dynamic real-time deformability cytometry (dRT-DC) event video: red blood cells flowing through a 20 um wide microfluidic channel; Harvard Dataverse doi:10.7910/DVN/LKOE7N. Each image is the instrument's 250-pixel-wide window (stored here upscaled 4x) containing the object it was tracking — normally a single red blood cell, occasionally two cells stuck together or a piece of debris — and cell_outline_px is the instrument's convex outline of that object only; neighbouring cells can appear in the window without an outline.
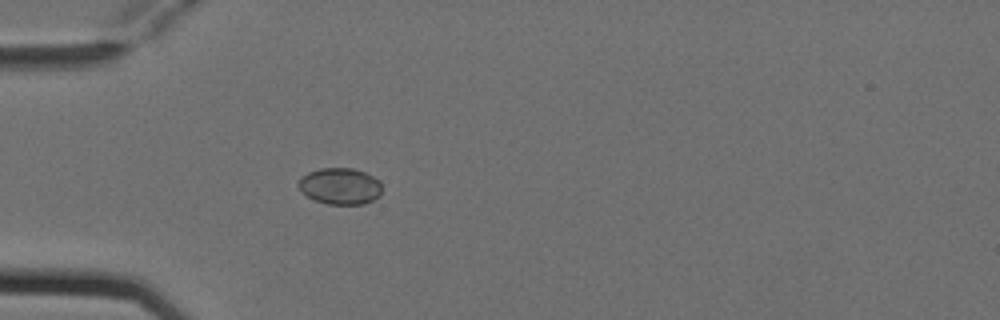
{"species": "Egyptian fruit bat (a non-hibernating species)", "species_latin": "Rousettus aegyptiacus", "temperature_condition": "cold", "stored_images_in_passage": 5, "camera_frame_rate_fps": 3000, "um_per_image_px": 0.085, "animal": {"sex": "female"}, "frame": {"image": 1, "passage_image": 5, "time_ms": 1.333, "image_size_px": [1000, 320], "cell_outline_px": [[380, 196], [364, 204], [328, 204], [316, 200], [300, 192], [296, 184], [308, 172], [320, 168], [352, 168], [364, 172], [380, 180]], "centroid_in_image_um": [28.89, 15.82], "position_along_channel_um": 56.1, "area_um2": 17.69}}